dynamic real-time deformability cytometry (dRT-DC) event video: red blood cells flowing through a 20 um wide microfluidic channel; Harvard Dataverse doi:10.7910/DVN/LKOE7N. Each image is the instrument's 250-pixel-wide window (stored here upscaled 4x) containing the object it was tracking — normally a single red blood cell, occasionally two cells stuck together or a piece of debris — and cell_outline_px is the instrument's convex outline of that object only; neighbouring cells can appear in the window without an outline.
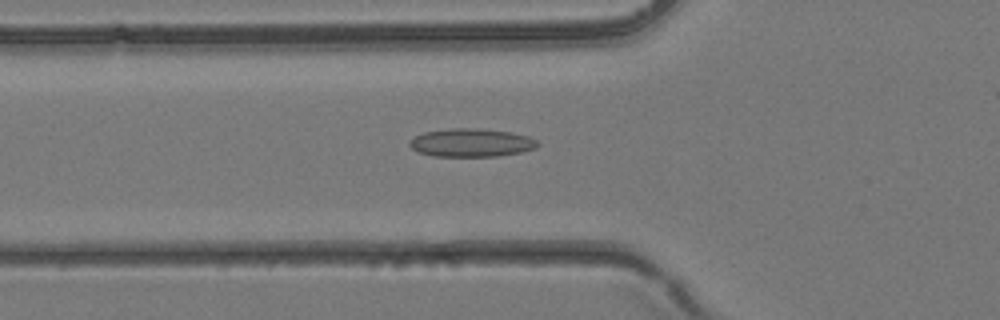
{"species": "common noctule bat (a hibernating species)", "species_latin": "Nyctalus noctula", "temperature_condition": "room temperature", "stored_images_in_passage": 31, "camera_frame_rate_fps": 3000, "um_per_image_px": 0.085, "animal": {"sex": "female", "body_mass_g": 24.6, "forearm_length_mm": 56.2}, "frame": {"image": 1, "passage_image": 10, "time_ms": 3.0, "image_size_px": [1000, 320], "cell_outline_px": [[540, 144], [536, 148], [520, 152], [496, 156], [432, 156], [416, 152], [408, 144], [416, 136], [424, 132], [452, 128], [476, 128], [512, 132], [528, 136], [536, 140]], "centroid_in_image_um": [40.07, 12.13], "position_along_channel_um": 85.7, "area_um2": 21.04}}
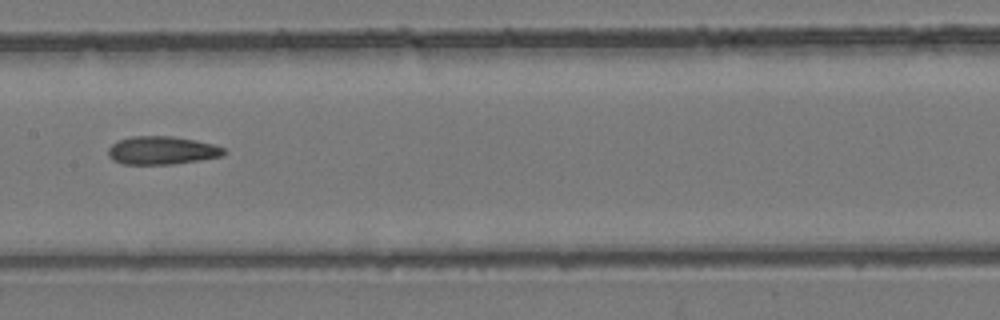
{"frame": {"image": 2, "passage_image": 16, "time_ms": 5.0, "image_size_px": [1000, 320], "cell_outline_px": [[224, 156], [200, 160], [172, 164], [124, 164], [112, 160], [108, 156], [108, 148], [116, 140], [132, 136], [172, 136], [196, 140], [212, 144], [224, 148]], "centroid_in_image_um": [13.73, 12.78], "position_along_channel_um": 193.7, "area_um2": 19.07}}
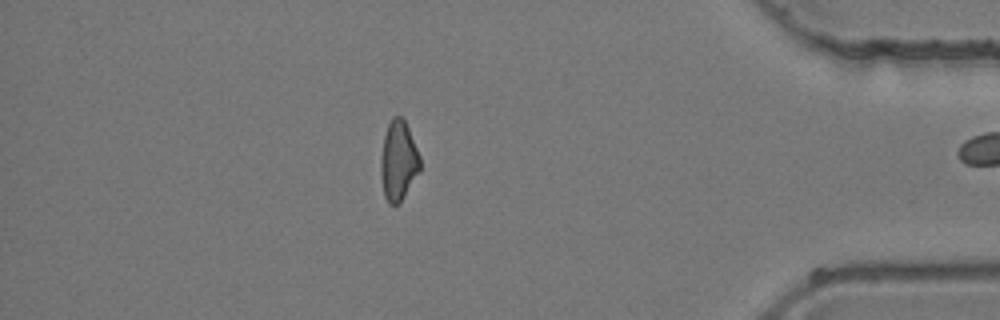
{"frame": {"image": 3, "passage_image": 30, "time_ms": 9.667, "image_size_px": [1000, 320], "cell_outline_px": [[420, 172], [400, 200], [396, 204], [388, 204], [384, 196], [380, 176], [380, 156], [384, 136], [388, 124], [392, 116], [404, 116], [420, 156]], "centroid_in_image_um": [33.85, 13.62], "position_along_channel_um": 401.3, "area_um2": 18.44}}